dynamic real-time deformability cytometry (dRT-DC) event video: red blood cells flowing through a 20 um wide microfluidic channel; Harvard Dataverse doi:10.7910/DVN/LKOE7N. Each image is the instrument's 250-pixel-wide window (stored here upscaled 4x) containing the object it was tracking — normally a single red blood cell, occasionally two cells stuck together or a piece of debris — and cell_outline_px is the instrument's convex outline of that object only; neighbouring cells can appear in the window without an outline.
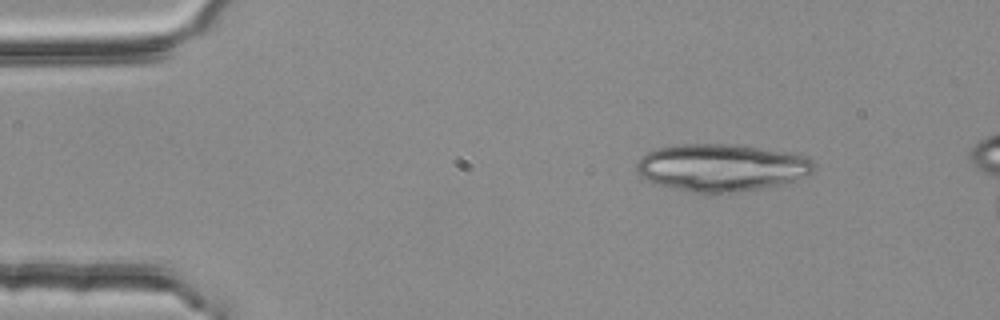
{"species": "common noctule bat (a hibernating species)", "species_latin": "Nyctalus noctula", "temperature_condition": "room temperature", "stored_images_in_passage": 3, "camera_frame_rate_fps": 3000, "um_per_image_px": 0.085, "animal": {"sex": "female", "body_mass_g": 25.1}, "frame": {"image": 1, "passage_image": 1, "time_ms": 0.0, "image_size_px": [1000, 320], "cell_outline_px": [[816, 168], [812, 172], [804, 176], [780, 184], [760, 188], [736, 192], [692, 192], [660, 184], [648, 180], [640, 176], [636, 168], [636, 160], [640, 156], [656, 148], [680, 144], [724, 144], [756, 148], [808, 156], [816, 164]], "centroid_in_image_um": [61.29, 14.23], "position_along_channel_um": 23.7, "area_um2": 48.21}}